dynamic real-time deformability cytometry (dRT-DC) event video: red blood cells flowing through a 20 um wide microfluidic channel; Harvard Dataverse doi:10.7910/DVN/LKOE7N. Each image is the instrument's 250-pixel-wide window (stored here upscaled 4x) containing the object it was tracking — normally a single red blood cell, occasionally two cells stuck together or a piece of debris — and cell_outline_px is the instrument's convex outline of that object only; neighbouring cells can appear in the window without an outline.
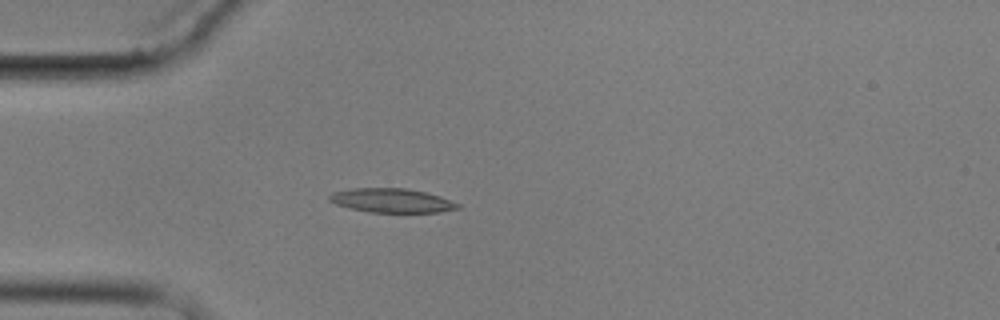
{"species": "common noctule bat (a hibernating species)", "species_latin": "Nyctalus noctula", "temperature_condition": "cold", "stored_images_in_passage": 3, "camera_frame_rate_fps": 3000, "um_per_image_px": 0.085, "animal": {"sex": "male", "body_mass_g": 17.9}, "frame": {"image": 1, "passage_image": 3, "time_ms": 3.0, "image_size_px": [1000, 320], "cell_outline_px": [[460, 208], [440, 212], [368, 212], [348, 208], [336, 204], [328, 200], [328, 196], [332, 192], [352, 188], [404, 188], [424, 192], [440, 196], [460, 204]], "centroid_in_image_um": [33.26, 17.04], "position_along_channel_um": 51.7, "area_um2": 18.03}}